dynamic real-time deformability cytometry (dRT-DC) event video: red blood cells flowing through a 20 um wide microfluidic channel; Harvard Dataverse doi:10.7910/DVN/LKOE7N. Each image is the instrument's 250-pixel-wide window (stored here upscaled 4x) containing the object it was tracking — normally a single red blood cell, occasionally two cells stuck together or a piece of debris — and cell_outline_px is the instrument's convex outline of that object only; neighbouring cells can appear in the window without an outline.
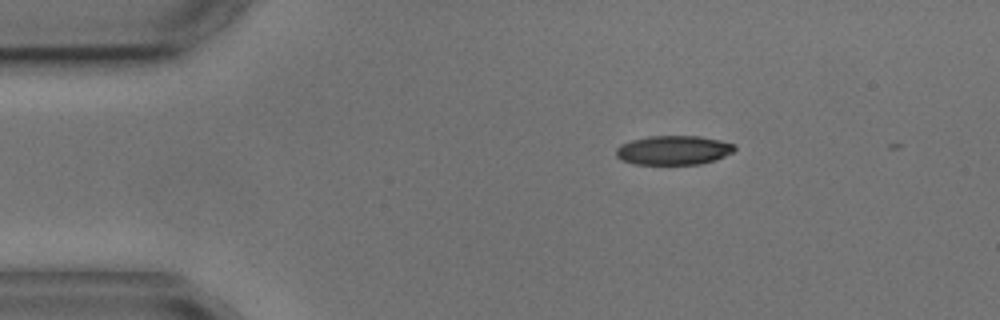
{"species": "common noctule bat (a hibernating species)", "species_latin": "Nyctalus noctula", "temperature_condition": "cold", "stored_images_in_passage": 6, "camera_frame_rate_fps": 3000, "um_per_image_px": 0.085, "animal": {"sex": "male", "body_mass_g": 17.9, "forearm_length_mm": 54.2}, "frame": {"image": 1, "passage_image": 1, "time_ms": 0.0, "image_size_px": [1000, 320], "cell_outline_px": [[736, 148], [732, 152], [724, 156], [700, 164], [636, 164], [620, 160], [616, 156], [616, 148], [620, 144], [632, 140], [648, 136], [700, 136], [720, 140], [736, 144]], "centroid_in_image_um": [57.23, 12.76], "position_along_channel_um": 27.8, "area_um2": 20.17}}
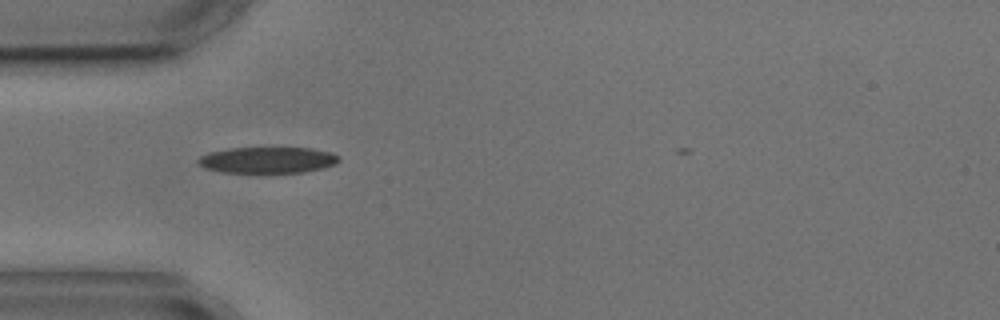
{"frame": {"image": 2, "passage_image": 3, "time_ms": 2.333, "image_size_px": [1000, 320], "cell_outline_px": [[340, 160], [336, 164], [324, 168], [304, 172], [264, 176], [224, 172], [204, 168], [196, 160], [200, 156], [208, 152], [228, 148], [268, 144], [312, 148], [332, 152], [340, 156]], "centroid_in_image_um": [22.77, 13.59], "position_along_channel_um": 62.2, "area_um2": 23.93}}